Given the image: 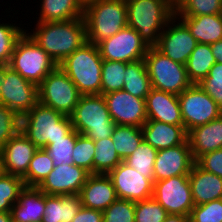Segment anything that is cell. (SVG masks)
Instances as JSON below:
<instances>
[{
	"mask_svg": "<svg viewBox=\"0 0 222 222\" xmlns=\"http://www.w3.org/2000/svg\"><path fill=\"white\" fill-rule=\"evenodd\" d=\"M34 28L25 32L57 65L87 42L83 17L68 21L37 22Z\"/></svg>",
	"mask_w": 222,
	"mask_h": 222,
	"instance_id": "6da1fadb",
	"label": "cell"
},
{
	"mask_svg": "<svg viewBox=\"0 0 222 222\" xmlns=\"http://www.w3.org/2000/svg\"><path fill=\"white\" fill-rule=\"evenodd\" d=\"M126 5L127 26L135 29L148 47H155L175 16V8L167 0H126Z\"/></svg>",
	"mask_w": 222,
	"mask_h": 222,
	"instance_id": "7a4b0ae2",
	"label": "cell"
},
{
	"mask_svg": "<svg viewBox=\"0 0 222 222\" xmlns=\"http://www.w3.org/2000/svg\"><path fill=\"white\" fill-rule=\"evenodd\" d=\"M72 130L71 117L39 102L20 117V131L37 148H45L54 143V140L67 136Z\"/></svg>",
	"mask_w": 222,
	"mask_h": 222,
	"instance_id": "3957f363",
	"label": "cell"
},
{
	"mask_svg": "<svg viewBox=\"0 0 222 222\" xmlns=\"http://www.w3.org/2000/svg\"><path fill=\"white\" fill-rule=\"evenodd\" d=\"M86 38L97 44L127 26L126 0H94L84 7Z\"/></svg>",
	"mask_w": 222,
	"mask_h": 222,
	"instance_id": "277c9868",
	"label": "cell"
},
{
	"mask_svg": "<svg viewBox=\"0 0 222 222\" xmlns=\"http://www.w3.org/2000/svg\"><path fill=\"white\" fill-rule=\"evenodd\" d=\"M102 62L97 45L87 41L59 66L81 95H93L101 94Z\"/></svg>",
	"mask_w": 222,
	"mask_h": 222,
	"instance_id": "5b68a950",
	"label": "cell"
},
{
	"mask_svg": "<svg viewBox=\"0 0 222 222\" xmlns=\"http://www.w3.org/2000/svg\"><path fill=\"white\" fill-rule=\"evenodd\" d=\"M70 117L73 129L94 141L111 137L116 125L102 94L81 95Z\"/></svg>",
	"mask_w": 222,
	"mask_h": 222,
	"instance_id": "8992f818",
	"label": "cell"
},
{
	"mask_svg": "<svg viewBox=\"0 0 222 222\" xmlns=\"http://www.w3.org/2000/svg\"><path fill=\"white\" fill-rule=\"evenodd\" d=\"M8 65L37 86L58 66L26 32L17 40Z\"/></svg>",
	"mask_w": 222,
	"mask_h": 222,
	"instance_id": "52a82bcc",
	"label": "cell"
},
{
	"mask_svg": "<svg viewBox=\"0 0 222 222\" xmlns=\"http://www.w3.org/2000/svg\"><path fill=\"white\" fill-rule=\"evenodd\" d=\"M144 60L152 88L178 96L193 84L185 65L171 60L155 47L148 48Z\"/></svg>",
	"mask_w": 222,
	"mask_h": 222,
	"instance_id": "ba28073f",
	"label": "cell"
},
{
	"mask_svg": "<svg viewBox=\"0 0 222 222\" xmlns=\"http://www.w3.org/2000/svg\"><path fill=\"white\" fill-rule=\"evenodd\" d=\"M81 94L58 65L38 85V102L65 116H71Z\"/></svg>",
	"mask_w": 222,
	"mask_h": 222,
	"instance_id": "9c48e42d",
	"label": "cell"
},
{
	"mask_svg": "<svg viewBox=\"0 0 222 222\" xmlns=\"http://www.w3.org/2000/svg\"><path fill=\"white\" fill-rule=\"evenodd\" d=\"M178 99L187 133L222 115L219 105L198 84H192L178 95Z\"/></svg>",
	"mask_w": 222,
	"mask_h": 222,
	"instance_id": "30bf717a",
	"label": "cell"
},
{
	"mask_svg": "<svg viewBox=\"0 0 222 222\" xmlns=\"http://www.w3.org/2000/svg\"><path fill=\"white\" fill-rule=\"evenodd\" d=\"M96 45L103 60L125 63L144 59L149 48L138 32L129 26Z\"/></svg>",
	"mask_w": 222,
	"mask_h": 222,
	"instance_id": "8fae6325",
	"label": "cell"
},
{
	"mask_svg": "<svg viewBox=\"0 0 222 222\" xmlns=\"http://www.w3.org/2000/svg\"><path fill=\"white\" fill-rule=\"evenodd\" d=\"M152 197L168 214L190 216L195 206L188 175L173 176L153 183Z\"/></svg>",
	"mask_w": 222,
	"mask_h": 222,
	"instance_id": "7c38bea8",
	"label": "cell"
},
{
	"mask_svg": "<svg viewBox=\"0 0 222 222\" xmlns=\"http://www.w3.org/2000/svg\"><path fill=\"white\" fill-rule=\"evenodd\" d=\"M0 103L19 117L38 103V86L23 78L8 64L5 65V82L1 84Z\"/></svg>",
	"mask_w": 222,
	"mask_h": 222,
	"instance_id": "4fadbf2b",
	"label": "cell"
},
{
	"mask_svg": "<svg viewBox=\"0 0 222 222\" xmlns=\"http://www.w3.org/2000/svg\"><path fill=\"white\" fill-rule=\"evenodd\" d=\"M197 44L188 27L174 16L160 34L155 48L171 60L186 65Z\"/></svg>",
	"mask_w": 222,
	"mask_h": 222,
	"instance_id": "5bb4252c",
	"label": "cell"
},
{
	"mask_svg": "<svg viewBox=\"0 0 222 222\" xmlns=\"http://www.w3.org/2000/svg\"><path fill=\"white\" fill-rule=\"evenodd\" d=\"M108 111L117 125L142 127L147 121L145 99L119 90L103 95Z\"/></svg>",
	"mask_w": 222,
	"mask_h": 222,
	"instance_id": "9a60e30c",
	"label": "cell"
},
{
	"mask_svg": "<svg viewBox=\"0 0 222 222\" xmlns=\"http://www.w3.org/2000/svg\"><path fill=\"white\" fill-rule=\"evenodd\" d=\"M107 175L112 180L118 199L136 202L153 195V183L124 161Z\"/></svg>",
	"mask_w": 222,
	"mask_h": 222,
	"instance_id": "2e32d148",
	"label": "cell"
},
{
	"mask_svg": "<svg viewBox=\"0 0 222 222\" xmlns=\"http://www.w3.org/2000/svg\"><path fill=\"white\" fill-rule=\"evenodd\" d=\"M90 173L74 164H60L53 168L38 188L46 195L79 194Z\"/></svg>",
	"mask_w": 222,
	"mask_h": 222,
	"instance_id": "e0dca14e",
	"label": "cell"
},
{
	"mask_svg": "<svg viewBox=\"0 0 222 222\" xmlns=\"http://www.w3.org/2000/svg\"><path fill=\"white\" fill-rule=\"evenodd\" d=\"M37 149L19 130L0 149V171L23 178Z\"/></svg>",
	"mask_w": 222,
	"mask_h": 222,
	"instance_id": "ac0fdd59",
	"label": "cell"
},
{
	"mask_svg": "<svg viewBox=\"0 0 222 222\" xmlns=\"http://www.w3.org/2000/svg\"><path fill=\"white\" fill-rule=\"evenodd\" d=\"M194 163L188 139L178 146L158 150L153 169L154 182L189 175Z\"/></svg>",
	"mask_w": 222,
	"mask_h": 222,
	"instance_id": "d6986e66",
	"label": "cell"
},
{
	"mask_svg": "<svg viewBox=\"0 0 222 222\" xmlns=\"http://www.w3.org/2000/svg\"><path fill=\"white\" fill-rule=\"evenodd\" d=\"M83 207L104 211L118 199L107 174H90L79 193Z\"/></svg>",
	"mask_w": 222,
	"mask_h": 222,
	"instance_id": "ffe728a7",
	"label": "cell"
},
{
	"mask_svg": "<svg viewBox=\"0 0 222 222\" xmlns=\"http://www.w3.org/2000/svg\"><path fill=\"white\" fill-rule=\"evenodd\" d=\"M145 101L147 120L184 126L177 95L151 88Z\"/></svg>",
	"mask_w": 222,
	"mask_h": 222,
	"instance_id": "44dd1931",
	"label": "cell"
},
{
	"mask_svg": "<svg viewBox=\"0 0 222 222\" xmlns=\"http://www.w3.org/2000/svg\"><path fill=\"white\" fill-rule=\"evenodd\" d=\"M143 140L156 150H163L183 144L188 137L184 126L147 120L141 127Z\"/></svg>",
	"mask_w": 222,
	"mask_h": 222,
	"instance_id": "7402d4cb",
	"label": "cell"
},
{
	"mask_svg": "<svg viewBox=\"0 0 222 222\" xmlns=\"http://www.w3.org/2000/svg\"><path fill=\"white\" fill-rule=\"evenodd\" d=\"M187 139L194 161L206 153L222 149V115L191 129Z\"/></svg>",
	"mask_w": 222,
	"mask_h": 222,
	"instance_id": "603a6c76",
	"label": "cell"
},
{
	"mask_svg": "<svg viewBox=\"0 0 222 222\" xmlns=\"http://www.w3.org/2000/svg\"><path fill=\"white\" fill-rule=\"evenodd\" d=\"M195 206L222 198V178L193 164L188 175Z\"/></svg>",
	"mask_w": 222,
	"mask_h": 222,
	"instance_id": "cb8c5ba5",
	"label": "cell"
},
{
	"mask_svg": "<svg viewBox=\"0 0 222 222\" xmlns=\"http://www.w3.org/2000/svg\"><path fill=\"white\" fill-rule=\"evenodd\" d=\"M45 210V193L38 187H26L10 211L13 222H41Z\"/></svg>",
	"mask_w": 222,
	"mask_h": 222,
	"instance_id": "d4e9b609",
	"label": "cell"
},
{
	"mask_svg": "<svg viewBox=\"0 0 222 222\" xmlns=\"http://www.w3.org/2000/svg\"><path fill=\"white\" fill-rule=\"evenodd\" d=\"M82 206L79 194L63 196L45 194V210L41 222H72Z\"/></svg>",
	"mask_w": 222,
	"mask_h": 222,
	"instance_id": "484cf974",
	"label": "cell"
},
{
	"mask_svg": "<svg viewBox=\"0 0 222 222\" xmlns=\"http://www.w3.org/2000/svg\"><path fill=\"white\" fill-rule=\"evenodd\" d=\"M200 44H213L222 40V14L178 17Z\"/></svg>",
	"mask_w": 222,
	"mask_h": 222,
	"instance_id": "4316f807",
	"label": "cell"
},
{
	"mask_svg": "<svg viewBox=\"0 0 222 222\" xmlns=\"http://www.w3.org/2000/svg\"><path fill=\"white\" fill-rule=\"evenodd\" d=\"M40 12L36 22H57L82 18L84 5L80 0H39Z\"/></svg>",
	"mask_w": 222,
	"mask_h": 222,
	"instance_id": "83f0119b",
	"label": "cell"
},
{
	"mask_svg": "<svg viewBox=\"0 0 222 222\" xmlns=\"http://www.w3.org/2000/svg\"><path fill=\"white\" fill-rule=\"evenodd\" d=\"M124 91L146 99L152 88L145 60L128 63L124 72Z\"/></svg>",
	"mask_w": 222,
	"mask_h": 222,
	"instance_id": "f1b7e54d",
	"label": "cell"
},
{
	"mask_svg": "<svg viewBox=\"0 0 222 222\" xmlns=\"http://www.w3.org/2000/svg\"><path fill=\"white\" fill-rule=\"evenodd\" d=\"M216 62L211 45L198 43L185 65L189 80L193 84H198L208 75L211 67Z\"/></svg>",
	"mask_w": 222,
	"mask_h": 222,
	"instance_id": "f546056e",
	"label": "cell"
},
{
	"mask_svg": "<svg viewBox=\"0 0 222 222\" xmlns=\"http://www.w3.org/2000/svg\"><path fill=\"white\" fill-rule=\"evenodd\" d=\"M111 138L117 154L124 161L139 147L143 133L140 127L116 124Z\"/></svg>",
	"mask_w": 222,
	"mask_h": 222,
	"instance_id": "4dcf8cb0",
	"label": "cell"
},
{
	"mask_svg": "<svg viewBox=\"0 0 222 222\" xmlns=\"http://www.w3.org/2000/svg\"><path fill=\"white\" fill-rule=\"evenodd\" d=\"M94 144L93 174H108L123 161L117 154L111 137L95 140Z\"/></svg>",
	"mask_w": 222,
	"mask_h": 222,
	"instance_id": "1f68e13d",
	"label": "cell"
},
{
	"mask_svg": "<svg viewBox=\"0 0 222 222\" xmlns=\"http://www.w3.org/2000/svg\"><path fill=\"white\" fill-rule=\"evenodd\" d=\"M53 160L45 148H38L29 163L23 181L26 187H38L53 170Z\"/></svg>",
	"mask_w": 222,
	"mask_h": 222,
	"instance_id": "d6a6232c",
	"label": "cell"
},
{
	"mask_svg": "<svg viewBox=\"0 0 222 222\" xmlns=\"http://www.w3.org/2000/svg\"><path fill=\"white\" fill-rule=\"evenodd\" d=\"M157 152L158 150L142 140L139 147L124 162L154 183L153 169Z\"/></svg>",
	"mask_w": 222,
	"mask_h": 222,
	"instance_id": "836d02e7",
	"label": "cell"
},
{
	"mask_svg": "<svg viewBox=\"0 0 222 222\" xmlns=\"http://www.w3.org/2000/svg\"><path fill=\"white\" fill-rule=\"evenodd\" d=\"M128 63L103 60L101 71V94L123 89L124 72Z\"/></svg>",
	"mask_w": 222,
	"mask_h": 222,
	"instance_id": "e575fe53",
	"label": "cell"
},
{
	"mask_svg": "<svg viewBox=\"0 0 222 222\" xmlns=\"http://www.w3.org/2000/svg\"><path fill=\"white\" fill-rule=\"evenodd\" d=\"M24 188L23 178L0 171V212H10Z\"/></svg>",
	"mask_w": 222,
	"mask_h": 222,
	"instance_id": "d590c367",
	"label": "cell"
},
{
	"mask_svg": "<svg viewBox=\"0 0 222 222\" xmlns=\"http://www.w3.org/2000/svg\"><path fill=\"white\" fill-rule=\"evenodd\" d=\"M212 14H222V0H181L175 7L177 17Z\"/></svg>",
	"mask_w": 222,
	"mask_h": 222,
	"instance_id": "8d00e7d4",
	"label": "cell"
},
{
	"mask_svg": "<svg viewBox=\"0 0 222 222\" xmlns=\"http://www.w3.org/2000/svg\"><path fill=\"white\" fill-rule=\"evenodd\" d=\"M78 135L79 133L73 129L67 136L54 140V143L45 147V150L53 160L54 167L60 164H73L72 155Z\"/></svg>",
	"mask_w": 222,
	"mask_h": 222,
	"instance_id": "74e56055",
	"label": "cell"
},
{
	"mask_svg": "<svg viewBox=\"0 0 222 222\" xmlns=\"http://www.w3.org/2000/svg\"><path fill=\"white\" fill-rule=\"evenodd\" d=\"M25 32L21 25L0 23V65L9 64L17 40Z\"/></svg>",
	"mask_w": 222,
	"mask_h": 222,
	"instance_id": "f35d334b",
	"label": "cell"
},
{
	"mask_svg": "<svg viewBox=\"0 0 222 222\" xmlns=\"http://www.w3.org/2000/svg\"><path fill=\"white\" fill-rule=\"evenodd\" d=\"M95 155L94 140L79 134L73 150V164L93 174V158Z\"/></svg>",
	"mask_w": 222,
	"mask_h": 222,
	"instance_id": "ab89813d",
	"label": "cell"
},
{
	"mask_svg": "<svg viewBox=\"0 0 222 222\" xmlns=\"http://www.w3.org/2000/svg\"><path fill=\"white\" fill-rule=\"evenodd\" d=\"M167 215L153 197L135 202V222H164Z\"/></svg>",
	"mask_w": 222,
	"mask_h": 222,
	"instance_id": "60d3db41",
	"label": "cell"
},
{
	"mask_svg": "<svg viewBox=\"0 0 222 222\" xmlns=\"http://www.w3.org/2000/svg\"><path fill=\"white\" fill-rule=\"evenodd\" d=\"M103 222H135V202L117 199L103 211Z\"/></svg>",
	"mask_w": 222,
	"mask_h": 222,
	"instance_id": "b9f144b4",
	"label": "cell"
},
{
	"mask_svg": "<svg viewBox=\"0 0 222 222\" xmlns=\"http://www.w3.org/2000/svg\"><path fill=\"white\" fill-rule=\"evenodd\" d=\"M198 85L222 109V63H214L208 75Z\"/></svg>",
	"mask_w": 222,
	"mask_h": 222,
	"instance_id": "7bdbcfd3",
	"label": "cell"
},
{
	"mask_svg": "<svg viewBox=\"0 0 222 222\" xmlns=\"http://www.w3.org/2000/svg\"><path fill=\"white\" fill-rule=\"evenodd\" d=\"M190 222H222V198L194 206Z\"/></svg>",
	"mask_w": 222,
	"mask_h": 222,
	"instance_id": "ee69618b",
	"label": "cell"
},
{
	"mask_svg": "<svg viewBox=\"0 0 222 222\" xmlns=\"http://www.w3.org/2000/svg\"><path fill=\"white\" fill-rule=\"evenodd\" d=\"M20 130V117L5 105H0V149Z\"/></svg>",
	"mask_w": 222,
	"mask_h": 222,
	"instance_id": "f6af8a7d",
	"label": "cell"
},
{
	"mask_svg": "<svg viewBox=\"0 0 222 222\" xmlns=\"http://www.w3.org/2000/svg\"><path fill=\"white\" fill-rule=\"evenodd\" d=\"M195 163L203 170L222 178V149L200 156Z\"/></svg>",
	"mask_w": 222,
	"mask_h": 222,
	"instance_id": "bcb514c9",
	"label": "cell"
},
{
	"mask_svg": "<svg viewBox=\"0 0 222 222\" xmlns=\"http://www.w3.org/2000/svg\"><path fill=\"white\" fill-rule=\"evenodd\" d=\"M72 222H103V211L82 206Z\"/></svg>",
	"mask_w": 222,
	"mask_h": 222,
	"instance_id": "7dc6e473",
	"label": "cell"
},
{
	"mask_svg": "<svg viewBox=\"0 0 222 222\" xmlns=\"http://www.w3.org/2000/svg\"><path fill=\"white\" fill-rule=\"evenodd\" d=\"M212 54L218 63H222V40L211 44Z\"/></svg>",
	"mask_w": 222,
	"mask_h": 222,
	"instance_id": "c3c4849f",
	"label": "cell"
},
{
	"mask_svg": "<svg viewBox=\"0 0 222 222\" xmlns=\"http://www.w3.org/2000/svg\"><path fill=\"white\" fill-rule=\"evenodd\" d=\"M164 222H190L189 216L180 214H168Z\"/></svg>",
	"mask_w": 222,
	"mask_h": 222,
	"instance_id": "681fc988",
	"label": "cell"
},
{
	"mask_svg": "<svg viewBox=\"0 0 222 222\" xmlns=\"http://www.w3.org/2000/svg\"><path fill=\"white\" fill-rule=\"evenodd\" d=\"M0 222H13L10 212H0Z\"/></svg>",
	"mask_w": 222,
	"mask_h": 222,
	"instance_id": "f907efd6",
	"label": "cell"
},
{
	"mask_svg": "<svg viewBox=\"0 0 222 222\" xmlns=\"http://www.w3.org/2000/svg\"><path fill=\"white\" fill-rule=\"evenodd\" d=\"M5 82V65H0V87Z\"/></svg>",
	"mask_w": 222,
	"mask_h": 222,
	"instance_id": "816d5d0a",
	"label": "cell"
},
{
	"mask_svg": "<svg viewBox=\"0 0 222 222\" xmlns=\"http://www.w3.org/2000/svg\"><path fill=\"white\" fill-rule=\"evenodd\" d=\"M167 1L175 8L181 0H167Z\"/></svg>",
	"mask_w": 222,
	"mask_h": 222,
	"instance_id": "f5cc1de1",
	"label": "cell"
},
{
	"mask_svg": "<svg viewBox=\"0 0 222 222\" xmlns=\"http://www.w3.org/2000/svg\"><path fill=\"white\" fill-rule=\"evenodd\" d=\"M82 4L85 6L87 3L94 1V0H80Z\"/></svg>",
	"mask_w": 222,
	"mask_h": 222,
	"instance_id": "db71d44e",
	"label": "cell"
}]
</instances>
